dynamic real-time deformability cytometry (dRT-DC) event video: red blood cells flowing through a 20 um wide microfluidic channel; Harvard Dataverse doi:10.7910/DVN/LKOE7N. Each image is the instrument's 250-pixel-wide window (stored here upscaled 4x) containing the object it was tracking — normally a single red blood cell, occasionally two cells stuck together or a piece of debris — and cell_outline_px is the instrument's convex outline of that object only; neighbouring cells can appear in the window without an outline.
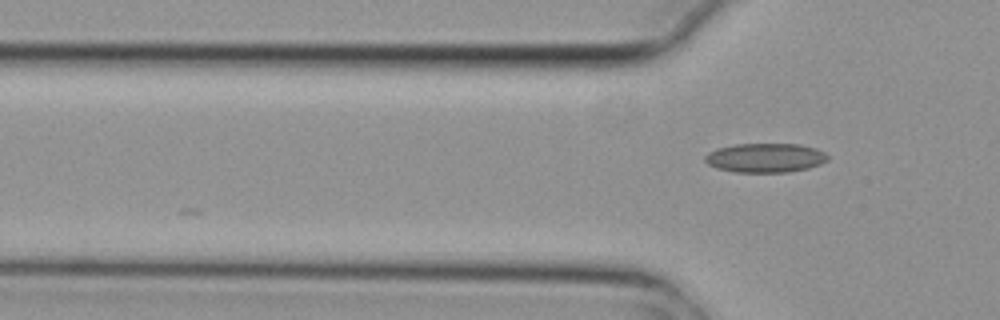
{"species": "common noctule bat (a hibernating species)", "species_latin": "Nyctalus noctula", "temperature_condition": "cold", "stored_images_in_passage": 3, "camera_frame_rate_fps": 3000, "um_per_image_px": 0.085, "animal": {"sex": "female", "body_mass_g": 29.2, "forearm_length_mm": 56.3}, "frame": {"image": 1, "passage_image": 3, "time_ms": 0.667, "image_size_px": [1000, 320], "cell_outline_px": [[828, 160], [820, 164], [808, 168], [788, 172], [736, 172], [716, 168], [708, 164], [704, 160], [704, 156], [708, 152], [716, 148], [736, 144], [800, 144], [816, 148], [824, 152], [828, 156]], "centroid_in_image_um": [65.04, 13.41], "position_along_channel_um": 60.8, "area_um2": 20.98}}